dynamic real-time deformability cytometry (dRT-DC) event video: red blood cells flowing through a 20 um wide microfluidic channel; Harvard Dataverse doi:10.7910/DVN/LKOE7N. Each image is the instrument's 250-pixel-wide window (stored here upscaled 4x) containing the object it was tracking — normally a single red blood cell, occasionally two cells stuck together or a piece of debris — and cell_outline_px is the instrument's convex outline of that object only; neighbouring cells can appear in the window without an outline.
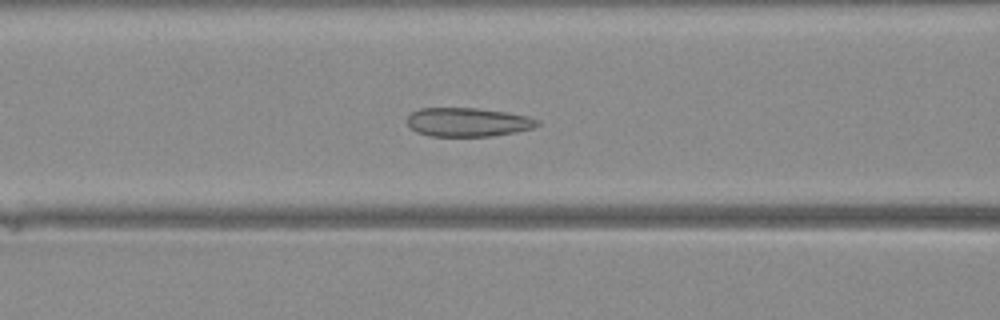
{"species": "Egyptian fruit bat (a non-hibernating species)", "species_latin": "Rousettus aegyptiacus", "temperature_condition": "warm", "stored_images_in_passage": 35, "camera_frame_rate_fps": 3000, "um_per_image_px": 0.085, "animal": {"sex": "female"}, "frame": {"image": 1, "passage_image": 10, "time_ms": 3.0, "image_size_px": [1000, 320], "cell_outline_px": [[540, 124], [532, 128], [516, 132], [492, 136], [428, 136], [416, 132], [408, 124], [408, 116], [412, 112], [420, 108], [476, 108], [508, 112], [528, 116], [540, 120]], "centroid_in_image_um": [39.79, 10.38], "position_along_channel_um": 126.8, "area_um2": 21.96}}
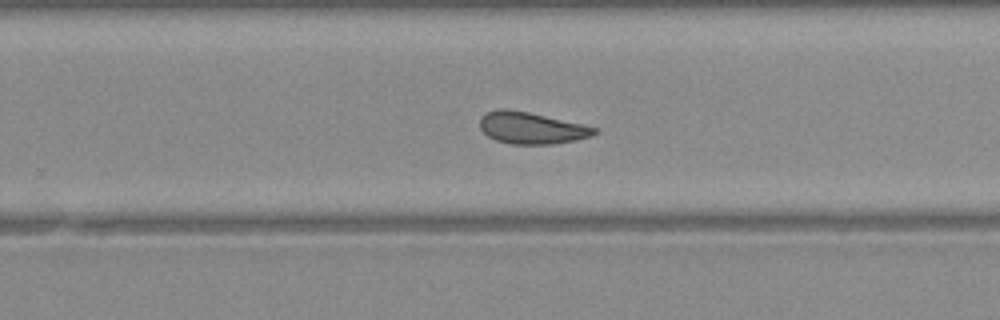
{"frame": {"image": 2, "passage_image": 20, "time_ms": 6.333, "image_size_px": [1000, 320], "cell_outline_px": [[596, 132], [592, 136], [576, 140], [552, 144], [512, 144], [496, 140], [488, 136], [480, 128], [480, 116], [488, 112], [500, 108], [508, 108], [528, 112], [584, 124], [596, 128]], "centroid_in_image_um": [45.16, 10.87], "position_along_channel_um": 284.6, "area_um2": 21.15}}
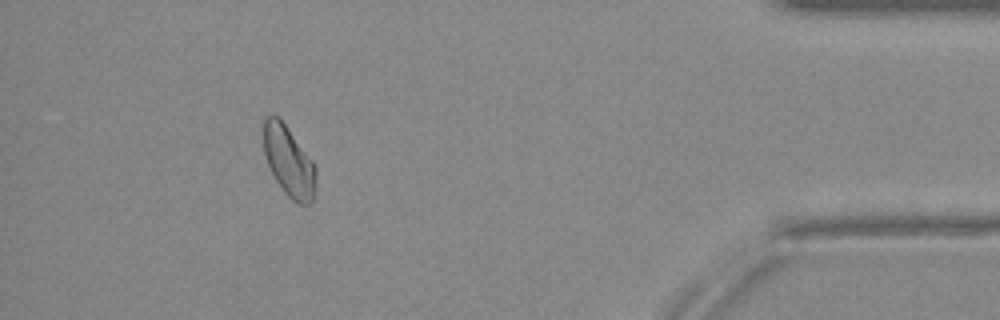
{"frame": {"image": 3, "passage_image": 31, "time_ms": 10.0, "image_size_px": [1000, 320], "cell_outline_px": [[316, 176], [312, 204], [300, 204], [292, 200], [284, 192], [276, 180], [268, 164], [264, 152], [264, 120], [268, 116], [276, 116], [284, 124], [316, 164]], "centroid_in_image_um": [24.58, 13.76], "position_along_channel_um": 410.6, "area_um2": 21.1}}